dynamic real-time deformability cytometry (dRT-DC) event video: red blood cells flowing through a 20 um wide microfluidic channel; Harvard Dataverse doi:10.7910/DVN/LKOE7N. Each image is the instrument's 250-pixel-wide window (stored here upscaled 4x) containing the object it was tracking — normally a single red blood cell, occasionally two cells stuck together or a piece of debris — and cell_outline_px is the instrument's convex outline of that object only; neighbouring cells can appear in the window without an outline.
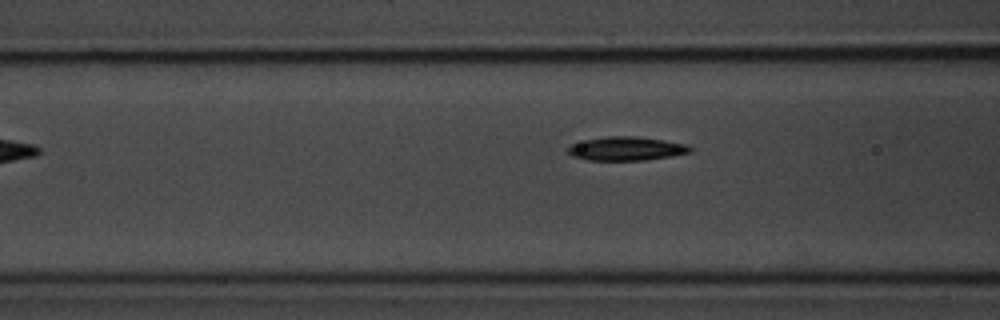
{"species": "common noctule bat (a hibernating species)", "species_latin": "Nyctalus noctula", "temperature_condition": "room temperature", "stored_images_in_passage": 5, "segment_of_instrument_passage": [2, 2], "camera_frame_rate_fps": 3000, "um_per_image_px": 0.085, "animal": {"sex": "male", "body_mass_g": 20.1, "forearm_length_mm": 53.5}, "frame": {"image": 1, "passage_image": 5, "time_ms": 4.333, "image_size_px": [1000, 320], "cell_outline_px": [[696, 148], [692, 152], [672, 156], [644, 160], [588, 160], [572, 156], [568, 152], [568, 148], [572, 144], [584, 140], [608, 136], [636, 136], [688, 144]], "centroid_in_image_um": [53.3, 12.63], "position_along_channel_um": 113.3, "area_um2": 16.99}}